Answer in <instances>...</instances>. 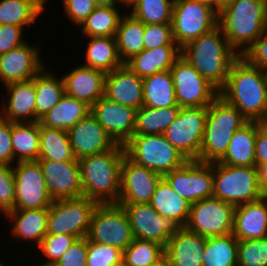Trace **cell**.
<instances>
[{
    "label": "cell",
    "instance_id": "6da1fadb",
    "mask_svg": "<svg viewBox=\"0 0 267 266\" xmlns=\"http://www.w3.org/2000/svg\"><path fill=\"white\" fill-rule=\"evenodd\" d=\"M219 95L248 122L262 123L267 116V71L250 65L240 56L232 64Z\"/></svg>",
    "mask_w": 267,
    "mask_h": 266
},
{
    "label": "cell",
    "instance_id": "7a4b0ae2",
    "mask_svg": "<svg viewBox=\"0 0 267 266\" xmlns=\"http://www.w3.org/2000/svg\"><path fill=\"white\" fill-rule=\"evenodd\" d=\"M181 56L218 91L225 86L232 64L240 57L219 25L182 47Z\"/></svg>",
    "mask_w": 267,
    "mask_h": 266
},
{
    "label": "cell",
    "instance_id": "3957f363",
    "mask_svg": "<svg viewBox=\"0 0 267 266\" xmlns=\"http://www.w3.org/2000/svg\"><path fill=\"white\" fill-rule=\"evenodd\" d=\"M124 145L78 160L83 196L98 204L118 203Z\"/></svg>",
    "mask_w": 267,
    "mask_h": 266
},
{
    "label": "cell",
    "instance_id": "277c9868",
    "mask_svg": "<svg viewBox=\"0 0 267 266\" xmlns=\"http://www.w3.org/2000/svg\"><path fill=\"white\" fill-rule=\"evenodd\" d=\"M267 0H235L219 12L218 25L229 45L242 56L265 32Z\"/></svg>",
    "mask_w": 267,
    "mask_h": 266
},
{
    "label": "cell",
    "instance_id": "5b68a950",
    "mask_svg": "<svg viewBox=\"0 0 267 266\" xmlns=\"http://www.w3.org/2000/svg\"><path fill=\"white\" fill-rule=\"evenodd\" d=\"M247 122L235 106L218 95L208 106V116L197 161L219 162L224 157L234 133Z\"/></svg>",
    "mask_w": 267,
    "mask_h": 266
},
{
    "label": "cell",
    "instance_id": "8992f818",
    "mask_svg": "<svg viewBox=\"0 0 267 266\" xmlns=\"http://www.w3.org/2000/svg\"><path fill=\"white\" fill-rule=\"evenodd\" d=\"M213 197L234 206L260 200L263 192L256 166L239 167L213 163Z\"/></svg>",
    "mask_w": 267,
    "mask_h": 266
},
{
    "label": "cell",
    "instance_id": "52a82bcc",
    "mask_svg": "<svg viewBox=\"0 0 267 266\" xmlns=\"http://www.w3.org/2000/svg\"><path fill=\"white\" fill-rule=\"evenodd\" d=\"M124 149L130 160L162 177L188 161L163 134L132 136L124 144Z\"/></svg>",
    "mask_w": 267,
    "mask_h": 266
},
{
    "label": "cell",
    "instance_id": "ba28073f",
    "mask_svg": "<svg viewBox=\"0 0 267 266\" xmlns=\"http://www.w3.org/2000/svg\"><path fill=\"white\" fill-rule=\"evenodd\" d=\"M219 13L209 5L194 0H174L172 35L182 48L218 26Z\"/></svg>",
    "mask_w": 267,
    "mask_h": 266
},
{
    "label": "cell",
    "instance_id": "9c48e42d",
    "mask_svg": "<svg viewBox=\"0 0 267 266\" xmlns=\"http://www.w3.org/2000/svg\"><path fill=\"white\" fill-rule=\"evenodd\" d=\"M98 203L85 196L52 201L48 208L47 234L87 237Z\"/></svg>",
    "mask_w": 267,
    "mask_h": 266
},
{
    "label": "cell",
    "instance_id": "30bf717a",
    "mask_svg": "<svg viewBox=\"0 0 267 266\" xmlns=\"http://www.w3.org/2000/svg\"><path fill=\"white\" fill-rule=\"evenodd\" d=\"M87 239L124 251L133 242L134 236L123 207L118 203L98 204L91 218Z\"/></svg>",
    "mask_w": 267,
    "mask_h": 266
},
{
    "label": "cell",
    "instance_id": "8fae6325",
    "mask_svg": "<svg viewBox=\"0 0 267 266\" xmlns=\"http://www.w3.org/2000/svg\"><path fill=\"white\" fill-rule=\"evenodd\" d=\"M207 116L208 107L181 108L163 135L188 160H197Z\"/></svg>",
    "mask_w": 267,
    "mask_h": 266
},
{
    "label": "cell",
    "instance_id": "7c38bea8",
    "mask_svg": "<svg viewBox=\"0 0 267 266\" xmlns=\"http://www.w3.org/2000/svg\"><path fill=\"white\" fill-rule=\"evenodd\" d=\"M235 206L208 197L191 204L185 228L203 237L225 236L232 233Z\"/></svg>",
    "mask_w": 267,
    "mask_h": 266
},
{
    "label": "cell",
    "instance_id": "4fadbf2b",
    "mask_svg": "<svg viewBox=\"0 0 267 266\" xmlns=\"http://www.w3.org/2000/svg\"><path fill=\"white\" fill-rule=\"evenodd\" d=\"M170 73L180 108L208 107L219 95V91L182 56L175 61Z\"/></svg>",
    "mask_w": 267,
    "mask_h": 266
},
{
    "label": "cell",
    "instance_id": "5bb4252c",
    "mask_svg": "<svg viewBox=\"0 0 267 266\" xmlns=\"http://www.w3.org/2000/svg\"><path fill=\"white\" fill-rule=\"evenodd\" d=\"M163 178L175 193L191 204L213 196V163L188 160Z\"/></svg>",
    "mask_w": 267,
    "mask_h": 266
},
{
    "label": "cell",
    "instance_id": "9a60e30c",
    "mask_svg": "<svg viewBox=\"0 0 267 266\" xmlns=\"http://www.w3.org/2000/svg\"><path fill=\"white\" fill-rule=\"evenodd\" d=\"M15 201L13 210L49 208L52 199L38 161L16 162Z\"/></svg>",
    "mask_w": 267,
    "mask_h": 266
},
{
    "label": "cell",
    "instance_id": "2e32d148",
    "mask_svg": "<svg viewBox=\"0 0 267 266\" xmlns=\"http://www.w3.org/2000/svg\"><path fill=\"white\" fill-rule=\"evenodd\" d=\"M120 205L127 214L136 239L154 241L165 247L178 228L170 220L162 217L149 203Z\"/></svg>",
    "mask_w": 267,
    "mask_h": 266
},
{
    "label": "cell",
    "instance_id": "e0dca14e",
    "mask_svg": "<svg viewBox=\"0 0 267 266\" xmlns=\"http://www.w3.org/2000/svg\"><path fill=\"white\" fill-rule=\"evenodd\" d=\"M162 178L153 170L136 164L124 155L118 204L150 203L156 186Z\"/></svg>",
    "mask_w": 267,
    "mask_h": 266
},
{
    "label": "cell",
    "instance_id": "ac0fdd59",
    "mask_svg": "<svg viewBox=\"0 0 267 266\" xmlns=\"http://www.w3.org/2000/svg\"><path fill=\"white\" fill-rule=\"evenodd\" d=\"M136 109L102 96L91 106V113L116 144L124 145L135 128Z\"/></svg>",
    "mask_w": 267,
    "mask_h": 266
},
{
    "label": "cell",
    "instance_id": "d6986e66",
    "mask_svg": "<svg viewBox=\"0 0 267 266\" xmlns=\"http://www.w3.org/2000/svg\"><path fill=\"white\" fill-rule=\"evenodd\" d=\"M37 161L52 201L83 196L79 162Z\"/></svg>",
    "mask_w": 267,
    "mask_h": 266
},
{
    "label": "cell",
    "instance_id": "ffe728a7",
    "mask_svg": "<svg viewBox=\"0 0 267 266\" xmlns=\"http://www.w3.org/2000/svg\"><path fill=\"white\" fill-rule=\"evenodd\" d=\"M36 46L25 42L0 55V80L4 86L32 79L46 66Z\"/></svg>",
    "mask_w": 267,
    "mask_h": 266
},
{
    "label": "cell",
    "instance_id": "44dd1931",
    "mask_svg": "<svg viewBox=\"0 0 267 266\" xmlns=\"http://www.w3.org/2000/svg\"><path fill=\"white\" fill-rule=\"evenodd\" d=\"M67 133L77 160L111 150L116 145L91 112L70 128Z\"/></svg>",
    "mask_w": 267,
    "mask_h": 266
},
{
    "label": "cell",
    "instance_id": "7402d4cb",
    "mask_svg": "<svg viewBox=\"0 0 267 266\" xmlns=\"http://www.w3.org/2000/svg\"><path fill=\"white\" fill-rule=\"evenodd\" d=\"M104 97L138 110L143 106V78L123 64L106 73Z\"/></svg>",
    "mask_w": 267,
    "mask_h": 266
},
{
    "label": "cell",
    "instance_id": "603a6c76",
    "mask_svg": "<svg viewBox=\"0 0 267 266\" xmlns=\"http://www.w3.org/2000/svg\"><path fill=\"white\" fill-rule=\"evenodd\" d=\"M206 237L177 228L165 246L169 266H202Z\"/></svg>",
    "mask_w": 267,
    "mask_h": 266
},
{
    "label": "cell",
    "instance_id": "cb8c5ba5",
    "mask_svg": "<svg viewBox=\"0 0 267 266\" xmlns=\"http://www.w3.org/2000/svg\"><path fill=\"white\" fill-rule=\"evenodd\" d=\"M7 104L1 109L0 118L12 123L36 121V93L32 79L14 82L5 86Z\"/></svg>",
    "mask_w": 267,
    "mask_h": 266
},
{
    "label": "cell",
    "instance_id": "d4e9b609",
    "mask_svg": "<svg viewBox=\"0 0 267 266\" xmlns=\"http://www.w3.org/2000/svg\"><path fill=\"white\" fill-rule=\"evenodd\" d=\"M105 76L102 70L79 65L62 77L65 94L91 107L104 96Z\"/></svg>",
    "mask_w": 267,
    "mask_h": 266
},
{
    "label": "cell",
    "instance_id": "484cf974",
    "mask_svg": "<svg viewBox=\"0 0 267 266\" xmlns=\"http://www.w3.org/2000/svg\"><path fill=\"white\" fill-rule=\"evenodd\" d=\"M232 234L238 241L267 238V202L263 197L235 206Z\"/></svg>",
    "mask_w": 267,
    "mask_h": 266
},
{
    "label": "cell",
    "instance_id": "4316f807",
    "mask_svg": "<svg viewBox=\"0 0 267 266\" xmlns=\"http://www.w3.org/2000/svg\"><path fill=\"white\" fill-rule=\"evenodd\" d=\"M180 56L181 48L179 46H160L155 49H144L129 59L125 65L139 77L144 78L170 70Z\"/></svg>",
    "mask_w": 267,
    "mask_h": 266
},
{
    "label": "cell",
    "instance_id": "83f0119b",
    "mask_svg": "<svg viewBox=\"0 0 267 266\" xmlns=\"http://www.w3.org/2000/svg\"><path fill=\"white\" fill-rule=\"evenodd\" d=\"M5 215L13 223L14 238L32 241L38 246L47 234L48 208L11 210Z\"/></svg>",
    "mask_w": 267,
    "mask_h": 266
},
{
    "label": "cell",
    "instance_id": "f1b7e54d",
    "mask_svg": "<svg viewBox=\"0 0 267 266\" xmlns=\"http://www.w3.org/2000/svg\"><path fill=\"white\" fill-rule=\"evenodd\" d=\"M149 204L178 228L187 224L191 203L175 193L164 178L157 184Z\"/></svg>",
    "mask_w": 267,
    "mask_h": 266
},
{
    "label": "cell",
    "instance_id": "f546056e",
    "mask_svg": "<svg viewBox=\"0 0 267 266\" xmlns=\"http://www.w3.org/2000/svg\"><path fill=\"white\" fill-rule=\"evenodd\" d=\"M261 124V122H247L237 130L219 163L239 167L255 166V141L257 128Z\"/></svg>",
    "mask_w": 267,
    "mask_h": 266
},
{
    "label": "cell",
    "instance_id": "4dcf8cb0",
    "mask_svg": "<svg viewBox=\"0 0 267 266\" xmlns=\"http://www.w3.org/2000/svg\"><path fill=\"white\" fill-rule=\"evenodd\" d=\"M89 112L91 107L74 97L64 95L39 122L46 127L68 131Z\"/></svg>",
    "mask_w": 267,
    "mask_h": 266
},
{
    "label": "cell",
    "instance_id": "1f68e13d",
    "mask_svg": "<svg viewBox=\"0 0 267 266\" xmlns=\"http://www.w3.org/2000/svg\"><path fill=\"white\" fill-rule=\"evenodd\" d=\"M113 1L101 2L80 25L81 33L87 37H115L123 15Z\"/></svg>",
    "mask_w": 267,
    "mask_h": 266
},
{
    "label": "cell",
    "instance_id": "d6a6232c",
    "mask_svg": "<svg viewBox=\"0 0 267 266\" xmlns=\"http://www.w3.org/2000/svg\"><path fill=\"white\" fill-rule=\"evenodd\" d=\"M143 106L150 108L179 106L170 70L143 78Z\"/></svg>",
    "mask_w": 267,
    "mask_h": 266
},
{
    "label": "cell",
    "instance_id": "836d02e7",
    "mask_svg": "<svg viewBox=\"0 0 267 266\" xmlns=\"http://www.w3.org/2000/svg\"><path fill=\"white\" fill-rule=\"evenodd\" d=\"M11 141L15 163L37 161L40 150V122L12 123Z\"/></svg>",
    "mask_w": 267,
    "mask_h": 266
},
{
    "label": "cell",
    "instance_id": "e575fe53",
    "mask_svg": "<svg viewBox=\"0 0 267 266\" xmlns=\"http://www.w3.org/2000/svg\"><path fill=\"white\" fill-rule=\"evenodd\" d=\"M85 60L86 67L111 72L124 63L120 59L115 37H88Z\"/></svg>",
    "mask_w": 267,
    "mask_h": 266
},
{
    "label": "cell",
    "instance_id": "d590c367",
    "mask_svg": "<svg viewBox=\"0 0 267 266\" xmlns=\"http://www.w3.org/2000/svg\"><path fill=\"white\" fill-rule=\"evenodd\" d=\"M145 24L130 13L120 20L115 38L120 59L125 64L144 50Z\"/></svg>",
    "mask_w": 267,
    "mask_h": 266
},
{
    "label": "cell",
    "instance_id": "8d00e7d4",
    "mask_svg": "<svg viewBox=\"0 0 267 266\" xmlns=\"http://www.w3.org/2000/svg\"><path fill=\"white\" fill-rule=\"evenodd\" d=\"M38 160L78 162L66 130L49 128L40 123V150Z\"/></svg>",
    "mask_w": 267,
    "mask_h": 266
},
{
    "label": "cell",
    "instance_id": "74e56055",
    "mask_svg": "<svg viewBox=\"0 0 267 266\" xmlns=\"http://www.w3.org/2000/svg\"><path fill=\"white\" fill-rule=\"evenodd\" d=\"M46 66L33 78L36 93V121H39L65 95L63 78L47 72Z\"/></svg>",
    "mask_w": 267,
    "mask_h": 266
},
{
    "label": "cell",
    "instance_id": "f35d334b",
    "mask_svg": "<svg viewBox=\"0 0 267 266\" xmlns=\"http://www.w3.org/2000/svg\"><path fill=\"white\" fill-rule=\"evenodd\" d=\"M46 0H0V25H15L24 29L36 22L45 9Z\"/></svg>",
    "mask_w": 267,
    "mask_h": 266
},
{
    "label": "cell",
    "instance_id": "ab89813d",
    "mask_svg": "<svg viewBox=\"0 0 267 266\" xmlns=\"http://www.w3.org/2000/svg\"><path fill=\"white\" fill-rule=\"evenodd\" d=\"M179 106L166 108H150L142 106L136 111L133 136L164 134L165 130L176 119Z\"/></svg>",
    "mask_w": 267,
    "mask_h": 266
},
{
    "label": "cell",
    "instance_id": "60d3db41",
    "mask_svg": "<svg viewBox=\"0 0 267 266\" xmlns=\"http://www.w3.org/2000/svg\"><path fill=\"white\" fill-rule=\"evenodd\" d=\"M238 240L233 234L207 237L202 266H237Z\"/></svg>",
    "mask_w": 267,
    "mask_h": 266
},
{
    "label": "cell",
    "instance_id": "b9f144b4",
    "mask_svg": "<svg viewBox=\"0 0 267 266\" xmlns=\"http://www.w3.org/2000/svg\"><path fill=\"white\" fill-rule=\"evenodd\" d=\"M165 256V247L154 241L134 238L123 251V261L128 266H151Z\"/></svg>",
    "mask_w": 267,
    "mask_h": 266
},
{
    "label": "cell",
    "instance_id": "7bdbcfd3",
    "mask_svg": "<svg viewBox=\"0 0 267 266\" xmlns=\"http://www.w3.org/2000/svg\"><path fill=\"white\" fill-rule=\"evenodd\" d=\"M174 0H138L129 13L144 24L172 22Z\"/></svg>",
    "mask_w": 267,
    "mask_h": 266
},
{
    "label": "cell",
    "instance_id": "ee69618b",
    "mask_svg": "<svg viewBox=\"0 0 267 266\" xmlns=\"http://www.w3.org/2000/svg\"><path fill=\"white\" fill-rule=\"evenodd\" d=\"M237 266H267V238L238 241Z\"/></svg>",
    "mask_w": 267,
    "mask_h": 266
},
{
    "label": "cell",
    "instance_id": "f6af8a7d",
    "mask_svg": "<svg viewBox=\"0 0 267 266\" xmlns=\"http://www.w3.org/2000/svg\"><path fill=\"white\" fill-rule=\"evenodd\" d=\"M123 260V251L87 239L86 266H113Z\"/></svg>",
    "mask_w": 267,
    "mask_h": 266
},
{
    "label": "cell",
    "instance_id": "bcb514c9",
    "mask_svg": "<svg viewBox=\"0 0 267 266\" xmlns=\"http://www.w3.org/2000/svg\"><path fill=\"white\" fill-rule=\"evenodd\" d=\"M77 239L69 234H46L38 245L41 253L48 259L44 263L54 264Z\"/></svg>",
    "mask_w": 267,
    "mask_h": 266
},
{
    "label": "cell",
    "instance_id": "7dc6e473",
    "mask_svg": "<svg viewBox=\"0 0 267 266\" xmlns=\"http://www.w3.org/2000/svg\"><path fill=\"white\" fill-rule=\"evenodd\" d=\"M160 46H178L173 39L171 23L145 24L144 49Z\"/></svg>",
    "mask_w": 267,
    "mask_h": 266
},
{
    "label": "cell",
    "instance_id": "c3c4849f",
    "mask_svg": "<svg viewBox=\"0 0 267 266\" xmlns=\"http://www.w3.org/2000/svg\"><path fill=\"white\" fill-rule=\"evenodd\" d=\"M15 201V178L13 166L0 163V212L13 210Z\"/></svg>",
    "mask_w": 267,
    "mask_h": 266
},
{
    "label": "cell",
    "instance_id": "681fc988",
    "mask_svg": "<svg viewBox=\"0 0 267 266\" xmlns=\"http://www.w3.org/2000/svg\"><path fill=\"white\" fill-rule=\"evenodd\" d=\"M100 3V0H63V8L68 19L80 27Z\"/></svg>",
    "mask_w": 267,
    "mask_h": 266
},
{
    "label": "cell",
    "instance_id": "f907efd6",
    "mask_svg": "<svg viewBox=\"0 0 267 266\" xmlns=\"http://www.w3.org/2000/svg\"><path fill=\"white\" fill-rule=\"evenodd\" d=\"M87 237L77 239L54 263L55 266H86Z\"/></svg>",
    "mask_w": 267,
    "mask_h": 266
},
{
    "label": "cell",
    "instance_id": "816d5d0a",
    "mask_svg": "<svg viewBox=\"0 0 267 266\" xmlns=\"http://www.w3.org/2000/svg\"><path fill=\"white\" fill-rule=\"evenodd\" d=\"M242 57L252 66L267 71V33L264 32Z\"/></svg>",
    "mask_w": 267,
    "mask_h": 266
},
{
    "label": "cell",
    "instance_id": "f5cc1de1",
    "mask_svg": "<svg viewBox=\"0 0 267 266\" xmlns=\"http://www.w3.org/2000/svg\"><path fill=\"white\" fill-rule=\"evenodd\" d=\"M23 28L15 25H0V55L17 48L26 42Z\"/></svg>",
    "mask_w": 267,
    "mask_h": 266
},
{
    "label": "cell",
    "instance_id": "db71d44e",
    "mask_svg": "<svg viewBox=\"0 0 267 266\" xmlns=\"http://www.w3.org/2000/svg\"><path fill=\"white\" fill-rule=\"evenodd\" d=\"M11 134L12 122L0 118V163L9 166L15 165Z\"/></svg>",
    "mask_w": 267,
    "mask_h": 266
},
{
    "label": "cell",
    "instance_id": "11a10c76",
    "mask_svg": "<svg viewBox=\"0 0 267 266\" xmlns=\"http://www.w3.org/2000/svg\"><path fill=\"white\" fill-rule=\"evenodd\" d=\"M267 164V129L261 124L257 128L255 141V166Z\"/></svg>",
    "mask_w": 267,
    "mask_h": 266
},
{
    "label": "cell",
    "instance_id": "9f6ffc18",
    "mask_svg": "<svg viewBox=\"0 0 267 266\" xmlns=\"http://www.w3.org/2000/svg\"><path fill=\"white\" fill-rule=\"evenodd\" d=\"M258 171V180L260 187L262 189V192H267V164L256 166Z\"/></svg>",
    "mask_w": 267,
    "mask_h": 266
},
{
    "label": "cell",
    "instance_id": "6f0895ef",
    "mask_svg": "<svg viewBox=\"0 0 267 266\" xmlns=\"http://www.w3.org/2000/svg\"><path fill=\"white\" fill-rule=\"evenodd\" d=\"M209 5L219 13V0H194Z\"/></svg>",
    "mask_w": 267,
    "mask_h": 266
},
{
    "label": "cell",
    "instance_id": "680465c9",
    "mask_svg": "<svg viewBox=\"0 0 267 266\" xmlns=\"http://www.w3.org/2000/svg\"><path fill=\"white\" fill-rule=\"evenodd\" d=\"M113 2H115L117 5L118 3L121 4V6L125 5V7H132L137 3L138 0H111Z\"/></svg>",
    "mask_w": 267,
    "mask_h": 266
},
{
    "label": "cell",
    "instance_id": "91938a15",
    "mask_svg": "<svg viewBox=\"0 0 267 266\" xmlns=\"http://www.w3.org/2000/svg\"><path fill=\"white\" fill-rule=\"evenodd\" d=\"M151 266H169V263H168V260L166 259V257L164 256L161 260L152 264Z\"/></svg>",
    "mask_w": 267,
    "mask_h": 266
},
{
    "label": "cell",
    "instance_id": "94428289",
    "mask_svg": "<svg viewBox=\"0 0 267 266\" xmlns=\"http://www.w3.org/2000/svg\"><path fill=\"white\" fill-rule=\"evenodd\" d=\"M235 0H219V12L221 11V9L228 5L231 2H234Z\"/></svg>",
    "mask_w": 267,
    "mask_h": 266
},
{
    "label": "cell",
    "instance_id": "6125c7cd",
    "mask_svg": "<svg viewBox=\"0 0 267 266\" xmlns=\"http://www.w3.org/2000/svg\"><path fill=\"white\" fill-rule=\"evenodd\" d=\"M113 266H128L123 260Z\"/></svg>",
    "mask_w": 267,
    "mask_h": 266
},
{
    "label": "cell",
    "instance_id": "be15d7a7",
    "mask_svg": "<svg viewBox=\"0 0 267 266\" xmlns=\"http://www.w3.org/2000/svg\"><path fill=\"white\" fill-rule=\"evenodd\" d=\"M36 266H55L54 264L44 263Z\"/></svg>",
    "mask_w": 267,
    "mask_h": 266
},
{
    "label": "cell",
    "instance_id": "e7e4bbea",
    "mask_svg": "<svg viewBox=\"0 0 267 266\" xmlns=\"http://www.w3.org/2000/svg\"><path fill=\"white\" fill-rule=\"evenodd\" d=\"M263 126L267 129V116L264 119V121L262 122Z\"/></svg>",
    "mask_w": 267,
    "mask_h": 266
},
{
    "label": "cell",
    "instance_id": "03108f58",
    "mask_svg": "<svg viewBox=\"0 0 267 266\" xmlns=\"http://www.w3.org/2000/svg\"><path fill=\"white\" fill-rule=\"evenodd\" d=\"M263 198H264L265 201L267 202V192L263 193Z\"/></svg>",
    "mask_w": 267,
    "mask_h": 266
},
{
    "label": "cell",
    "instance_id": "003e7915",
    "mask_svg": "<svg viewBox=\"0 0 267 266\" xmlns=\"http://www.w3.org/2000/svg\"><path fill=\"white\" fill-rule=\"evenodd\" d=\"M0 266H8V265H5V263H2L0 260Z\"/></svg>",
    "mask_w": 267,
    "mask_h": 266
},
{
    "label": "cell",
    "instance_id": "a7ac6f4b",
    "mask_svg": "<svg viewBox=\"0 0 267 266\" xmlns=\"http://www.w3.org/2000/svg\"><path fill=\"white\" fill-rule=\"evenodd\" d=\"M101 2H107V1H111V0H100Z\"/></svg>",
    "mask_w": 267,
    "mask_h": 266
}]
</instances>
